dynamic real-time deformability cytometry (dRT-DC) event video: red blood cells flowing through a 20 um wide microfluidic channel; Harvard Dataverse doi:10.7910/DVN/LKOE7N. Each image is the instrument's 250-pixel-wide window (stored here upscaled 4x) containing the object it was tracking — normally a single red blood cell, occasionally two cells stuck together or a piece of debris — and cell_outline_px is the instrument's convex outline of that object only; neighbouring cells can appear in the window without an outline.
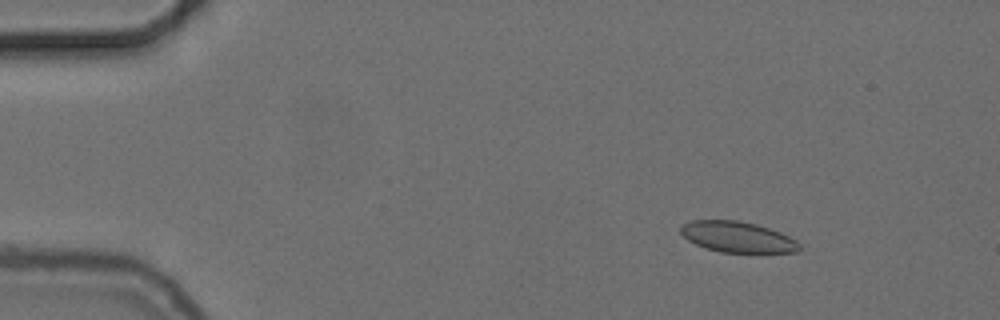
{"species": "common noctule bat (a hibernating species)", "species_latin": "Nyctalus noctula", "temperature_condition": "cold", "stored_images_in_passage": 5, "camera_frame_rate_fps": 3000, "um_per_image_px": 0.085, "animal": {"sex": "female", "body_mass_g": 24.6, "forearm_length_mm": 56.2}, "frame": {"image": 1, "passage_image": 1, "time_ms": 0.0, "image_size_px": [1000, 320], "cell_outline_px": [[800, 248], [796, 252], [720, 252], [696, 244], [688, 240], [680, 232], [680, 228], [684, 224], [692, 220], [736, 220], [756, 224], [780, 232], [796, 240], [800, 244]], "centroid_in_image_um": [62.68, 20.13], "position_along_channel_um": 22.3, "area_um2": 21.04}}